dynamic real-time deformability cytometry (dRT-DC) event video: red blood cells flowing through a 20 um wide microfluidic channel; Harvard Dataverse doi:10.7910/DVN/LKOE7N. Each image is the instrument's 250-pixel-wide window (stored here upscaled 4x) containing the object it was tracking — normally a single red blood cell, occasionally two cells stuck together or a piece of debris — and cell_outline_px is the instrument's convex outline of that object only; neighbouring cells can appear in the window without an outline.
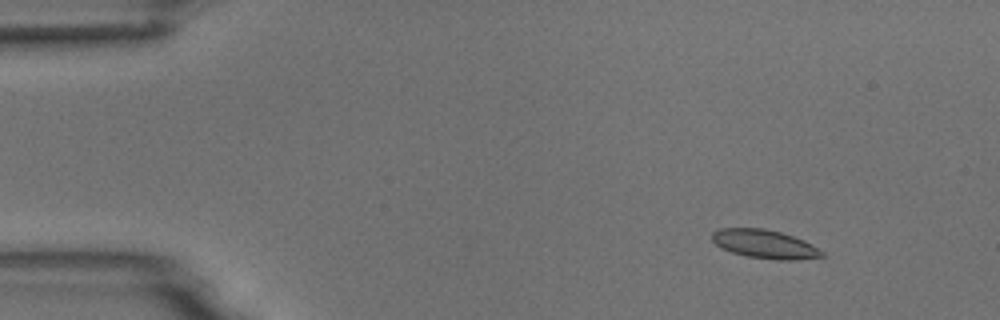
{"species": "common noctule bat (a hibernating species)", "species_latin": "Nyctalus noctula", "temperature_condition": "room temperature", "stored_images_in_passage": 4, "camera_frame_rate_fps": 3000, "um_per_image_px": 0.085, "animal": {"sex": "male", "body_mass_g": 18.8}, "frame": {"image": 1, "passage_image": 1, "time_ms": 0.0, "image_size_px": [1000, 320], "cell_outline_px": [[828, 256], [796, 260], [776, 260], [748, 256], [732, 252], [720, 248], [712, 240], [712, 232], [720, 228], [764, 228], [780, 232], [804, 240], [812, 244], [824, 252]], "centroid_in_image_um": [65.03, 20.75], "position_along_channel_um": 20.0, "area_um2": 18.44}}
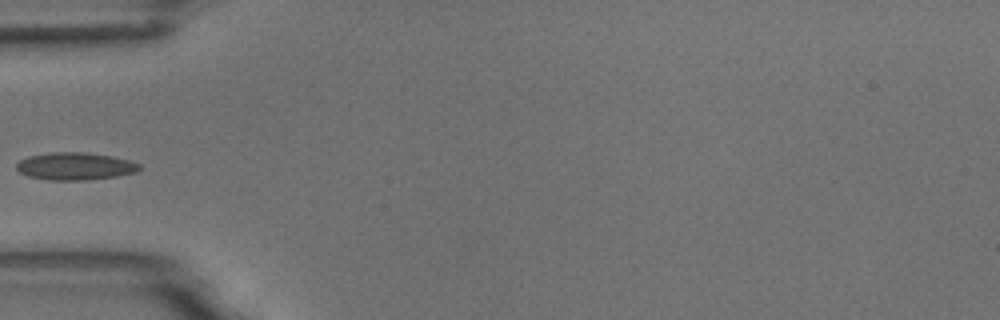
{"frame": {"image": 2, "passage_image": 4, "time_ms": 4.0, "image_size_px": [1000, 320], "cell_outline_px": [[140, 168], [136, 172], [116, 176], [84, 180], [48, 180], [28, 176], [20, 172], [16, 168], [16, 164], [20, 160], [28, 156], [52, 152], [84, 152], [112, 156], [128, 160], [140, 164]], "centroid_in_image_um": [6.36, 14.12], "position_along_channel_um": 78.6, "area_um2": 19.59}}